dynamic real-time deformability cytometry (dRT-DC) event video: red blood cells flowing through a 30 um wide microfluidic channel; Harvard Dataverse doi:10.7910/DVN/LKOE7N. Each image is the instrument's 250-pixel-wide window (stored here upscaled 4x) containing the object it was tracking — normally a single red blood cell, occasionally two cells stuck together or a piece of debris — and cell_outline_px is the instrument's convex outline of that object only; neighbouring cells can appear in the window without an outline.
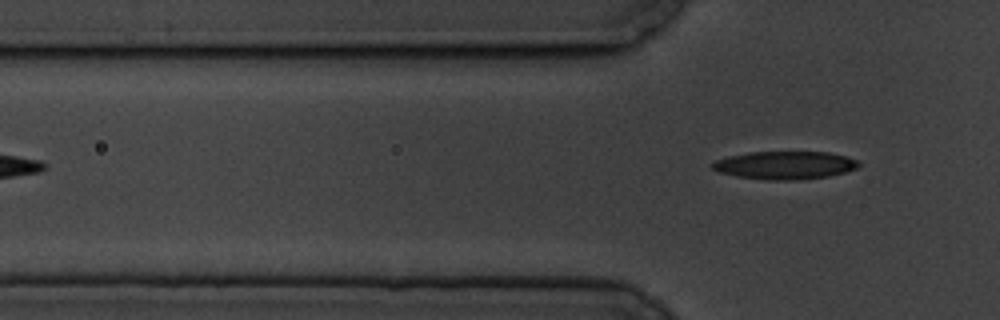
{"species": "common noctule bat (a hibernating species)", "species_latin": "Nyctalus noctula", "temperature_condition": "cold", "stored_images_in_passage": 5, "segment_of_instrument_passage": [2, 2], "camera_frame_rate_fps": 3000, "um_per_image_px": 0.085, "animal": {"sex": "male", "body_mass_g": 19.5, "forearm_length_mm": 54.6}, "frame": {"image": 1, "passage_image": 5, "time_ms": 4.333, "image_size_px": [1000, 320], "cell_outline_px": [[860, 164], [856, 168], [844, 172], [828, 176], [788, 180], [768, 180], [736, 176], [720, 172], [712, 168], [708, 164], [716, 160], [728, 156], [748, 152], [828, 152], [844, 156], [856, 160]], "centroid_in_image_um": [66.65, 14.03], "position_along_channel_um": 59.1, "area_um2": 23.64}}